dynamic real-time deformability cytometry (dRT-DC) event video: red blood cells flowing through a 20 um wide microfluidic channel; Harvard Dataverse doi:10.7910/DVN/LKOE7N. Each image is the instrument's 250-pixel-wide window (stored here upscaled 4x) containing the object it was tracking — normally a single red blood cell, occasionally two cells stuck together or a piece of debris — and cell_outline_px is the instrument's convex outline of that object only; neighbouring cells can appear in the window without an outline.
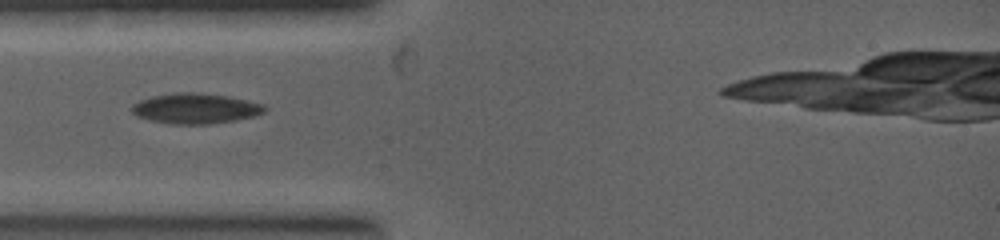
{"species": "common noctule bat (a hibernating species)", "species_latin": "Nyctalus noctula", "temperature_condition": "warm", "stored_images_in_passage": 2, "camera_frame_rate_fps": 5000, "um_per_image_px": 0.085, "animal": {"sex": "female", "body_mass_g": 19.0, "forearm_length_mm": 53.3}, "frame": {"image": 1, "passage_image": 1, "time_ms": 0.0, "image_size_px": [1000, 240], "cell_outline_px": [[268, 108], [264, 112], [252, 116], [236, 120], [208, 124], [172, 124], [152, 120], [136, 116], [132, 112], [132, 104], [140, 100], [152, 96], [180, 92], [188, 92], [224, 96], [244, 100], [260, 104]], "centroid_in_image_um": [16.57, 9.23], "position_along_channel_um": 68.4, "area_um2": 22.95}}